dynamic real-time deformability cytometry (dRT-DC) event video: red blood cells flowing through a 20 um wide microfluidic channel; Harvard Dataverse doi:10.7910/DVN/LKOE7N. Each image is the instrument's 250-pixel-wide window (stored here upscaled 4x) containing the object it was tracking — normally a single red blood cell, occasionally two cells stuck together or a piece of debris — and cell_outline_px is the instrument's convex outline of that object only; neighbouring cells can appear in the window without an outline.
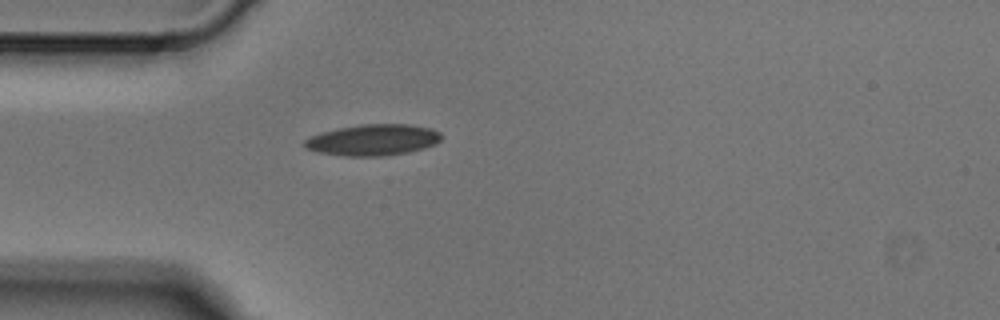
{"species": "Egyptian fruit bat (a non-hibernating species)", "species_latin": "Rousettus aegyptiacus", "temperature_condition": "cold", "stored_images_in_passage": 1, "camera_frame_rate_fps": 3000, "um_per_image_px": 0.085, "animal": {"sex": "male"}, "frame": {"image": 1, "passage_image": 1, "time_ms": 0.0, "image_size_px": [1000, 320], "cell_outline_px": [[440, 140], [436, 144], [424, 148], [408, 152], [384, 156], [344, 156], [320, 152], [304, 148], [300, 144], [304, 140], [320, 132], [360, 124], [408, 124], [432, 128], [440, 132]], "centroid_in_image_um": [31.69, 11.89], "position_along_channel_um": 53.3, "area_um2": 24.97}}